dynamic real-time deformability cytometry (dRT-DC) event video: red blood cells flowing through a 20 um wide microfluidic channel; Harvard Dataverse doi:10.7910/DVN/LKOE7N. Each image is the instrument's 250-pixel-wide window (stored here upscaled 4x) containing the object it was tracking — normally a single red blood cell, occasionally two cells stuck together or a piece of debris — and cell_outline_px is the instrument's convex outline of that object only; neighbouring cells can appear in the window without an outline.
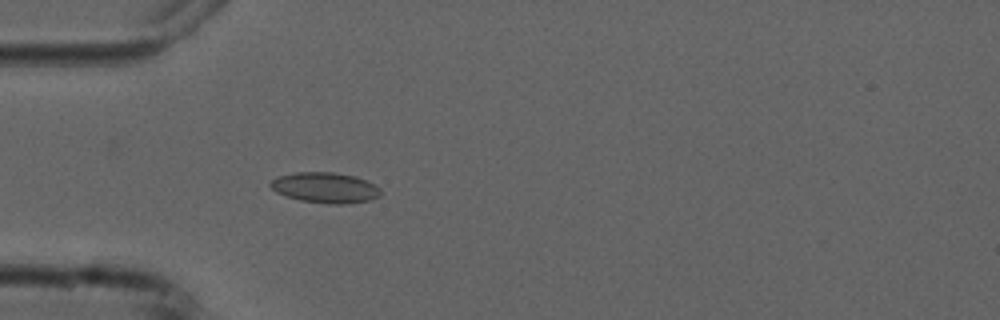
{"species": "common noctule bat (a hibernating species)", "species_latin": "Nyctalus noctula", "temperature_condition": "cold", "stored_images_in_passage": 4, "camera_frame_rate_fps": 3000, "um_per_image_px": 0.085, "animal": {"sex": "male", "forearm_length_mm": 52.5}, "frame": {"image": 1, "passage_image": 4, "time_ms": 3.333, "image_size_px": [1000, 320], "cell_outline_px": [[380, 196], [368, 200], [344, 204], [328, 204], [300, 200], [276, 192], [268, 184], [276, 176], [296, 172], [332, 172], [356, 176], [380, 188]], "centroid_in_image_um": [27.61, 15.94], "position_along_channel_um": 57.4, "area_um2": 19.48}}